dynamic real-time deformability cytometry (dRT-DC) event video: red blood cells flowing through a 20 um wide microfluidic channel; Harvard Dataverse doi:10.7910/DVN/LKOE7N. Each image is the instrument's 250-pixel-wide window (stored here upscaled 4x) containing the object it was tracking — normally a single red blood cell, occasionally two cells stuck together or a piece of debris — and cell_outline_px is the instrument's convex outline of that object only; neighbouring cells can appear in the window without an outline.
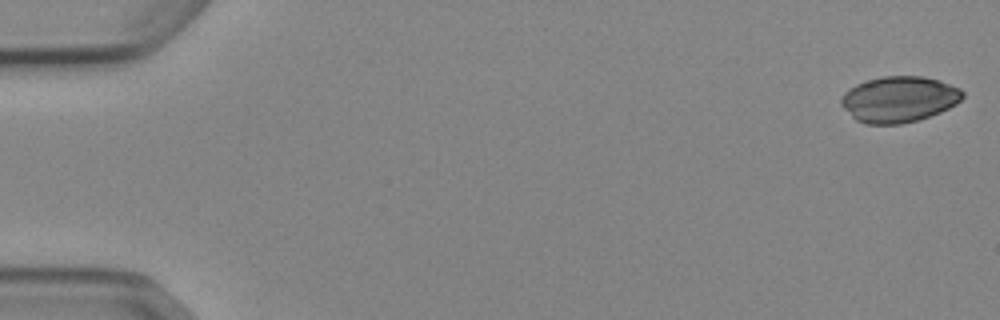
{"species": "Egyptian fruit bat (a non-hibernating species)", "species_latin": "Rousettus aegyptiacus", "temperature_condition": "cold", "stored_images_in_passage": 52, "camera_frame_rate_fps": 3000, "um_per_image_px": 0.085, "animal": {"sex": "female"}, "frame": {"image": 1, "passage_image": 1, "time_ms": 0.0, "image_size_px": [1000, 320], "cell_outline_px": [[964, 96], [956, 104], [940, 112], [916, 120], [900, 124], [864, 124], [856, 120], [840, 104], [840, 100], [844, 92], [856, 84], [868, 80], [884, 76], [924, 76], [940, 80], [960, 88], [964, 92]], "centroid_in_image_um": [76.41, 8.43], "position_along_channel_um": 8.6, "area_um2": 32.48}}
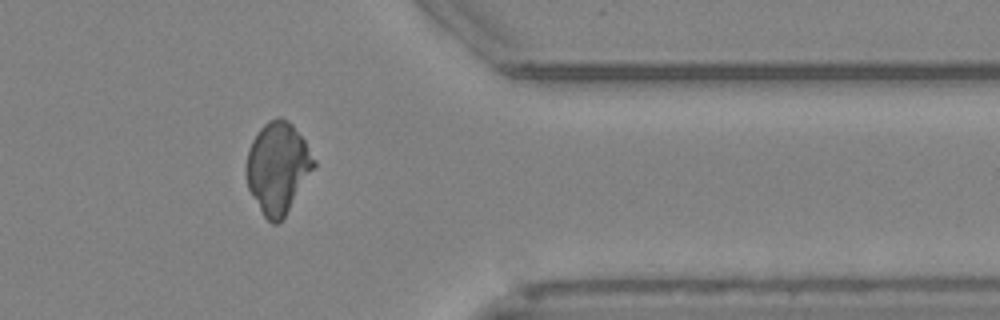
{"frame": {"image": 2, "passage_image": 43, "time_ms": 14.0, "image_size_px": [1000, 320], "cell_outline_px": [[316, 164], [284, 216], [276, 224], [272, 224], [264, 216], [252, 196], [248, 188], [248, 152], [252, 140], [260, 128], [268, 120], [280, 116], [288, 120], [292, 124], [304, 140], [316, 160]], "centroid_in_image_um": [23.62, 14.22], "position_along_channel_um": 387.8, "area_um2": 35.08}}
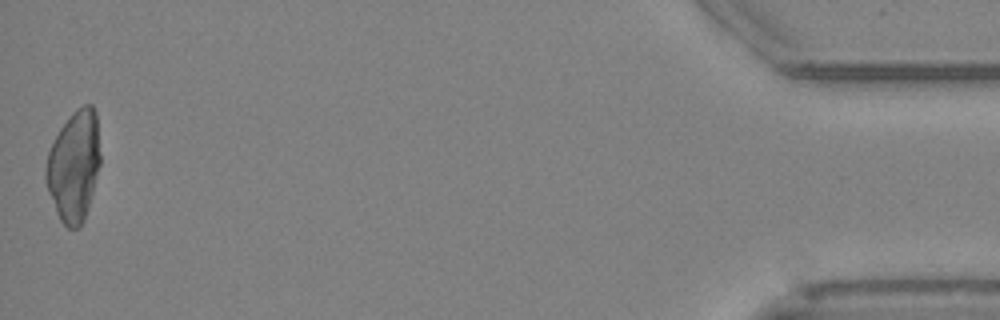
{"frame": {"image": 3, "passage_image": 52, "time_ms": 17.0, "image_size_px": [1000, 320], "cell_outline_px": [[100, 164], [84, 220], [80, 228], [68, 228], [60, 220], [56, 212], [48, 192], [44, 180], [44, 168], [48, 152], [60, 128], [72, 112], [76, 108], [84, 104], [92, 104], [96, 112], [100, 156]], "centroid_in_image_um": [6.26, 14.1], "position_along_channel_um": 428.9, "area_um2": 35.2}}